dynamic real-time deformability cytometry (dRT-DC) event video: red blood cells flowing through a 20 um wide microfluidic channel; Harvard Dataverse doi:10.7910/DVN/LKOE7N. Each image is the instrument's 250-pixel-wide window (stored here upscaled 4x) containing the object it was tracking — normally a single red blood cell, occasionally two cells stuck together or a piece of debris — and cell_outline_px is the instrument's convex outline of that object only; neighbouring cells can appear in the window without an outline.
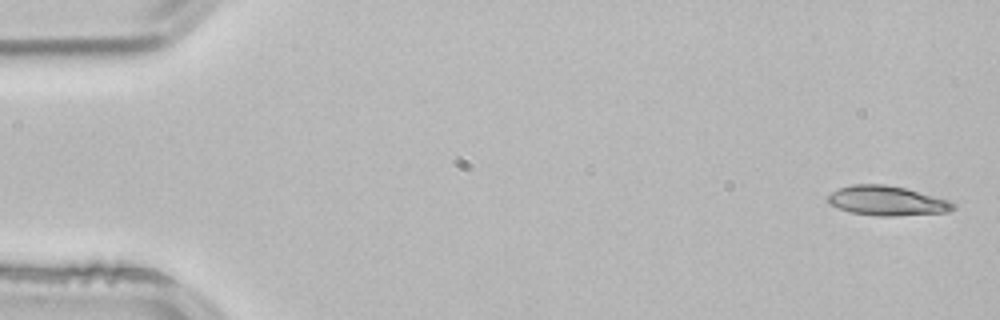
{"species": "common noctule bat (a hibernating species)", "species_latin": "Nyctalus noctula", "temperature_condition": "room temperature", "stored_images_in_passage": 4, "camera_frame_rate_fps": 3000, "um_per_image_px": 0.085, "animal": {"sex": "male", "body_mass_g": 21.5, "forearm_length_mm": 52.0}, "frame": {"image": 1, "passage_image": 1, "time_ms": 0.0, "image_size_px": [1000, 320], "cell_outline_px": [[956, 208], [948, 212], [896, 216], [876, 216], [852, 212], [828, 204], [828, 196], [832, 192], [840, 188], [852, 184], [884, 184], [904, 188], [948, 200], [956, 204]], "centroid_in_image_um": [75.41, 17.07], "position_along_channel_um": 9.6, "area_um2": 21.44}}